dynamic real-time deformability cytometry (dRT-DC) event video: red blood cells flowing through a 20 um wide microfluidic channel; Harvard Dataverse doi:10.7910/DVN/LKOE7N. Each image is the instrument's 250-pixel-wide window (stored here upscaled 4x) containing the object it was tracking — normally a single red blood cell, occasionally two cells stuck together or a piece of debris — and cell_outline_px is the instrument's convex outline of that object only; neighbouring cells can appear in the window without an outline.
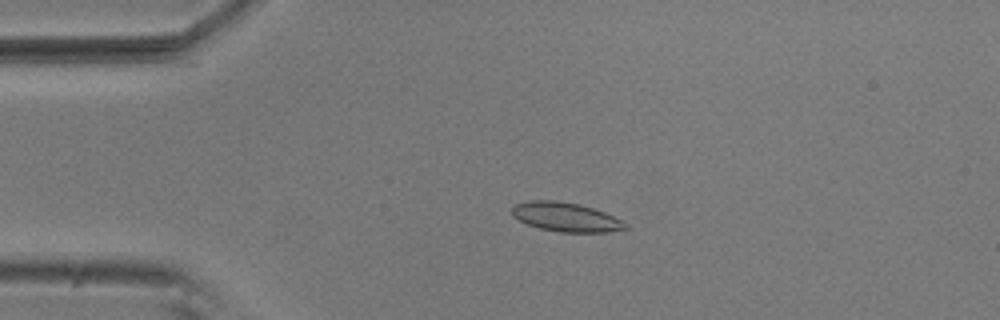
{"species": "common noctule bat (a hibernating species)", "species_latin": "Nyctalus noctula", "temperature_condition": "room temperature", "stored_images_in_passage": 5, "camera_frame_rate_fps": 3000, "um_per_image_px": 0.085, "animal": {"sex": "male", "body_mass_g": 20.5, "forearm_length_mm": 52.5}, "frame": {"image": 1, "passage_image": 4, "time_ms": 1.0, "image_size_px": [1000, 320], "cell_outline_px": [[628, 228], [612, 232], [560, 232], [540, 228], [528, 224], [512, 216], [512, 208], [516, 204], [528, 200], [556, 200], [580, 204], [604, 212], [624, 220], [628, 224]], "centroid_in_image_um": [48.14, 18.45], "position_along_channel_um": 36.9, "area_um2": 19.36}}